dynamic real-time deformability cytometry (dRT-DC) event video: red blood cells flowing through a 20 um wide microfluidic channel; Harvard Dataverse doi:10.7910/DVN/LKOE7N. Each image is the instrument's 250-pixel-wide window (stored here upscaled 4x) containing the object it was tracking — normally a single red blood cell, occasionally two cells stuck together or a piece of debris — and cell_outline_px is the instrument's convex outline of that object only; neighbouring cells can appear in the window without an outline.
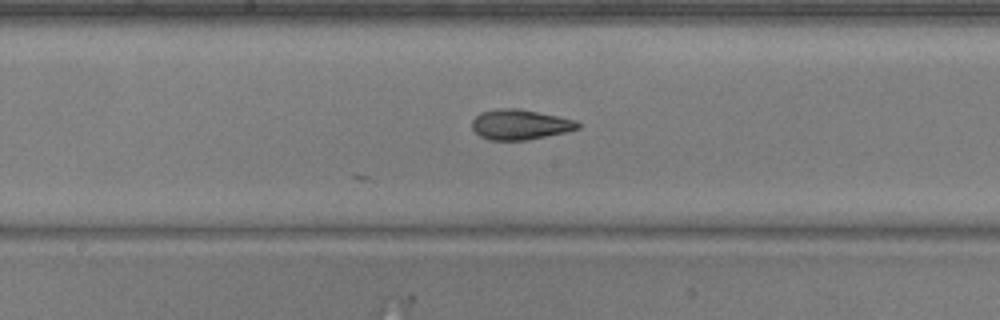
{"species": "common noctule bat (a hibernating species)", "species_latin": "Nyctalus noctula", "temperature_condition": "warm", "stored_images_in_passage": 26, "camera_frame_rate_fps": 3000, "um_per_image_px": 0.085, "animal": {"sex": "male", "body_mass_g": 20.5, "forearm_length_mm": 52.5}, "frame": {"image": 1, "passage_image": 26, "time_ms": 8.333, "image_size_px": [1000, 320], "cell_outline_px": [[580, 128], [564, 132], [528, 140], [488, 140], [480, 136], [472, 128], [472, 120], [480, 112], [496, 108], [520, 108], [560, 116], [576, 120], [580, 124]], "centroid_in_image_um": [44.2, 10.57], "position_along_channel_um": 204.0, "area_um2": 18.79}}